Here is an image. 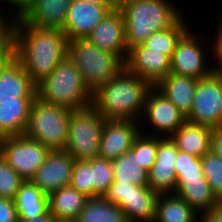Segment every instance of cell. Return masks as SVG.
Wrapping results in <instances>:
<instances>
[{
  "mask_svg": "<svg viewBox=\"0 0 222 222\" xmlns=\"http://www.w3.org/2000/svg\"><path fill=\"white\" fill-rule=\"evenodd\" d=\"M76 222H128L121 208L103 196L89 198Z\"/></svg>",
  "mask_w": 222,
  "mask_h": 222,
  "instance_id": "83f0119b",
  "label": "cell"
},
{
  "mask_svg": "<svg viewBox=\"0 0 222 222\" xmlns=\"http://www.w3.org/2000/svg\"><path fill=\"white\" fill-rule=\"evenodd\" d=\"M203 175L210 184L215 198L222 204V159L212 151L201 158Z\"/></svg>",
  "mask_w": 222,
  "mask_h": 222,
  "instance_id": "4dcf8cb0",
  "label": "cell"
},
{
  "mask_svg": "<svg viewBox=\"0 0 222 222\" xmlns=\"http://www.w3.org/2000/svg\"><path fill=\"white\" fill-rule=\"evenodd\" d=\"M33 100L0 101V139L24 135Z\"/></svg>",
  "mask_w": 222,
  "mask_h": 222,
  "instance_id": "603a6c76",
  "label": "cell"
},
{
  "mask_svg": "<svg viewBox=\"0 0 222 222\" xmlns=\"http://www.w3.org/2000/svg\"><path fill=\"white\" fill-rule=\"evenodd\" d=\"M37 85L14 58L1 72L0 101L34 100Z\"/></svg>",
  "mask_w": 222,
  "mask_h": 222,
  "instance_id": "d6986e66",
  "label": "cell"
},
{
  "mask_svg": "<svg viewBox=\"0 0 222 222\" xmlns=\"http://www.w3.org/2000/svg\"><path fill=\"white\" fill-rule=\"evenodd\" d=\"M214 128L185 121L171 136L179 151L201 158L211 151Z\"/></svg>",
  "mask_w": 222,
  "mask_h": 222,
  "instance_id": "ffe728a7",
  "label": "cell"
},
{
  "mask_svg": "<svg viewBox=\"0 0 222 222\" xmlns=\"http://www.w3.org/2000/svg\"><path fill=\"white\" fill-rule=\"evenodd\" d=\"M137 187V185L129 182H113L103 197L109 202L120 206L124 200H127L133 189Z\"/></svg>",
  "mask_w": 222,
  "mask_h": 222,
  "instance_id": "8d00e7d4",
  "label": "cell"
},
{
  "mask_svg": "<svg viewBox=\"0 0 222 222\" xmlns=\"http://www.w3.org/2000/svg\"><path fill=\"white\" fill-rule=\"evenodd\" d=\"M25 182L0 155V197L13 199Z\"/></svg>",
  "mask_w": 222,
  "mask_h": 222,
  "instance_id": "e575fe53",
  "label": "cell"
},
{
  "mask_svg": "<svg viewBox=\"0 0 222 222\" xmlns=\"http://www.w3.org/2000/svg\"><path fill=\"white\" fill-rule=\"evenodd\" d=\"M18 219L38 218L49 211V199L41 189L25 181L14 198Z\"/></svg>",
  "mask_w": 222,
  "mask_h": 222,
  "instance_id": "484cf974",
  "label": "cell"
},
{
  "mask_svg": "<svg viewBox=\"0 0 222 222\" xmlns=\"http://www.w3.org/2000/svg\"><path fill=\"white\" fill-rule=\"evenodd\" d=\"M114 182L112 160L92 158V183H94V197H101Z\"/></svg>",
  "mask_w": 222,
  "mask_h": 222,
  "instance_id": "d6a6232c",
  "label": "cell"
},
{
  "mask_svg": "<svg viewBox=\"0 0 222 222\" xmlns=\"http://www.w3.org/2000/svg\"><path fill=\"white\" fill-rule=\"evenodd\" d=\"M186 120L212 128L222 127V73L213 71L198 80L192 110Z\"/></svg>",
  "mask_w": 222,
  "mask_h": 222,
  "instance_id": "9c48e42d",
  "label": "cell"
},
{
  "mask_svg": "<svg viewBox=\"0 0 222 222\" xmlns=\"http://www.w3.org/2000/svg\"><path fill=\"white\" fill-rule=\"evenodd\" d=\"M70 109L43 102L36 97L31 104L24 135L51 151L64 150L68 136Z\"/></svg>",
  "mask_w": 222,
  "mask_h": 222,
  "instance_id": "8992f818",
  "label": "cell"
},
{
  "mask_svg": "<svg viewBox=\"0 0 222 222\" xmlns=\"http://www.w3.org/2000/svg\"><path fill=\"white\" fill-rule=\"evenodd\" d=\"M199 215L174 193L158 195L154 222H194Z\"/></svg>",
  "mask_w": 222,
  "mask_h": 222,
  "instance_id": "4316f807",
  "label": "cell"
},
{
  "mask_svg": "<svg viewBox=\"0 0 222 222\" xmlns=\"http://www.w3.org/2000/svg\"><path fill=\"white\" fill-rule=\"evenodd\" d=\"M137 120L106 119L102 130L99 158L114 160L128 152L141 127Z\"/></svg>",
  "mask_w": 222,
  "mask_h": 222,
  "instance_id": "9a60e30c",
  "label": "cell"
},
{
  "mask_svg": "<svg viewBox=\"0 0 222 222\" xmlns=\"http://www.w3.org/2000/svg\"><path fill=\"white\" fill-rule=\"evenodd\" d=\"M174 194L186 201L200 215L210 212L220 204L205 177L177 179Z\"/></svg>",
  "mask_w": 222,
  "mask_h": 222,
  "instance_id": "44dd1931",
  "label": "cell"
},
{
  "mask_svg": "<svg viewBox=\"0 0 222 222\" xmlns=\"http://www.w3.org/2000/svg\"><path fill=\"white\" fill-rule=\"evenodd\" d=\"M67 56L92 93L126 68V60L122 56L101 50L87 37L68 40Z\"/></svg>",
  "mask_w": 222,
  "mask_h": 222,
  "instance_id": "5b68a950",
  "label": "cell"
},
{
  "mask_svg": "<svg viewBox=\"0 0 222 222\" xmlns=\"http://www.w3.org/2000/svg\"><path fill=\"white\" fill-rule=\"evenodd\" d=\"M143 118L154 127L153 132L148 134L160 137H170L186 121V117L155 86H152L146 95L140 122Z\"/></svg>",
  "mask_w": 222,
  "mask_h": 222,
  "instance_id": "8fae6325",
  "label": "cell"
},
{
  "mask_svg": "<svg viewBox=\"0 0 222 222\" xmlns=\"http://www.w3.org/2000/svg\"><path fill=\"white\" fill-rule=\"evenodd\" d=\"M88 1L89 3H94V4H111L110 0H85Z\"/></svg>",
  "mask_w": 222,
  "mask_h": 222,
  "instance_id": "7dc6e473",
  "label": "cell"
},
{
  "mask_svg": "<svg viewBox=\"0 0 222 222\" xmlns=\"http://www.w3.org/2000/svg\"><path fill=\"white\" fill-rule=\"evenodd\" d=\"M152 86L126 68L92 93V106L105 119L140 121Z\"/></svg>",
  "mask_w": 222,
  "mask_h": 222,
  "instance_id": "7a4b0ae2",
  "label": "cell"
},
{
  "mask_svg": "<svg viewBox=\"0 0 222 222\" xmlns=\"http://www.w3.org/2000/svg\"><path fill=\"white\" fill-rule=\"evenodd\" d=\"M57 222H76V221H57Z\"/></svg>",
  "mask_w": 222,
  "mask_h": 222,
  "instance_id": "681fc988",
  "label": "cell"
},
{
  "mask_svg": "<svg viewBox=\"0 0 222 222\" xmlns=\"http://www.w3.org/2000/svg\"><path fill=\"white\" fill-rule=\"evenodd\" d=\"M179 149L170 137L157 136V152L154 165L147 172L149 187L158 194L174 193L177 178L174 164Z\"/></svg>",
  "mask_w": 222,
  "mask_h": 222,
  "instance_id": "4fadbf2b",
  "label": "cell"
},
{
  "mask_svg": "<svg viewBox=\"0 0 222 222\" xmlns=\"http://www.w3.org/2000/svg\"><path fill=\"white\" fill-rule=\"evenodd\" d=\"M211 151L222 159V127L214 128Z\"/></svg>",
  "mask_w": 222,
  "mask_h": 222,
  "instance_id": "60d3db41",
  "label": "cell"
},
{
  "mask_svg": "<svg viewBox=\"0 0 222 222\" xmlns=\"http://www.w3.org/2000/svg\"><path fill=\"white\" fill-rule=\"evenodd\" d=\"M18 220L15 201L0 197V222H16Z\"/></svg>",
  "mask_w": 222,
  "mask_h": 222,
  "instance_id": "f35d334b",
  "label": "cell"
},
{
  "mask_svg": "<svg viewBox=\"0 0 222 222\" xmlns=\"http://www.w3.org/2000/svg\"><path fill=\"white\" fill-rule=\"evenodd\" d=\"M48 199L49 211L56 221H75L89 197L67 186L51 193Z\"/></svg>",
  "mask_w": 222,
  "mask_h": 222,
  "instance_id": "d4e9b609",
  "label": "cell"
},
{
  "mask_svg": "<svg viewBox=\"0 0 222 222\" xmlns=\"http://www.w3.org/2000/svg\"><path fill=\"white\" fill-rule=\"evenodd\" d=\"M177 179L204 177L200 158L179 151L174 164Z\"/></svg>",
  "mask_w": 222,
  "mask_h": 222,
  "instance_id": "d590c367",
  "label": "cell"
},
{
  "mask_svg": "<svg viewBox=\"0 0 222 222\" xmlns=\"http://www.w3.org/2000/svg\"><path fill=\"white\" fill-rule=\"evenodd\" d=\"M25 1L26 0H0V2H4V4L6 2V4H8L6 6H13V8L16 10L15 12H17L24 5Z\"/></svg>",
  "mask_w": 222,
  "mask_h": 222,
  "instance_id": "f6af8a7d",
  "label": "cell"
},
{
  "mask_svg": "<svg viewBox=\"0 0 222 222\" xmlns=\"http://www.w3.org/2000/svg\"><path fill=\"white\" fill-rule=\"evenodd\" d=\"M197 83L196 78L170 73L155 87L187 117L192 110Z\"/></svg>",
  "mask_w": 222,
  "mask_h": 222,
  "instance_id": "7402d4cb",
  "label": "cell"
},
{
  "mask_svg": "<svg viewBox=\"0 0 222 222\" xmlns=\"http://www.w3.org/2000/svg\"><path fill=\"white\" fill-rule=\"evenodd\" d=\"M15 58L14 49L0 52V76L3 69Z\"/></svg>",
  "mask_w": 222,
  "mask_h": 222,
  "instance_id": "7bdbcfd3",
  "label": "cell"
},
{
  "mask_svg": "<svg viewBox=\"0 0 222 222\" xmlns=\"http://www.w3.org/2000/svg\"><path fill=\"white\" fill-rule=\"evenodd\" d=\"M189 29L178 41L171 58V73L201 79L213 72V67L207 62V55L200 39ZM201 41H200V40ZM210 66V67H209Z\"/></svg>",
  "mask_w": 222,
  "mask_h": 222,
  "instance_id": "30bf717a",
  "label": "cell"
},
{
  "mask_svg": "<svg viewBox=\"0 0 222 222\" xmlns=\"http://www.w3.org/2000/svg\"><path fill=\"white\" fill-rule=\"evenodd\" d=\"M21 222H57L55 217L52 215L50 211L41 215L38 218L31 219H19Z\"/></svg>",
  "mask_w": 222,
  "mask_h": 222,
  "instance_id": "ee69618b",
  "label": "cell"
},
{
  "mask_svg": "<svg viewBox=\"0 0 222 222\" xmlns=\"http://www.w3.org/2000/svg\"><path fill=\"white\" fill-rule=\"evenodd\" d=\"M158 195L149 186H138L119 207L128 222H154Z\"/></svg>",
  "mask_w": 222,
  "mask_h": 222,
  "instance_id": "cb8c5ba5",
  "label": "cell"
},
{
  "mask_svg": "<svg viewBox=\"0 0 222 222\" xmlns=\"http://www.w3.org/2000/svg\"><path fill=\"white\" fill-rule=\"evenodd\" d=\"M87 38L101 50L127 59L129 49L126 44L125 22L119 9L110 11L93 28Z\"/></svg>",
  "mask_w": 222,
  "mask_h": 222,
  "instance_id": "ac0fdd59",
  "label": "cell"
},
{
  "mask_svg": "<svg viewBox=\"0 0 222 222\" xmlns=\"http://www.w3.org/2000/svg\"><path fill=\"white\" fill-rule=\"evenodd\" d=\"M70 186L89 198H94L92 159L75 160Z\"/></svg>",
  "mask_w": 222,
  "mask_h": 222,
  "instance_id": "836d02e7",
  "label": "cell"
},
{
  "mask_svg": "<svg viewBox=\"0 0 222 222\" xmlns=\"http://www.w3.org/2000/svg\"><path fill=\"white\" fill-rule=\"evenodd\" d=\"M105 120L92 105L71 110L64 151L75 160L97 158Z\"/></svg>",
  "mask_w": 222,
  "mask_h": 222,
  "instance_id": "52a82bcc",
  "label": "cell"
},
{
  "mask_svg": "<svg viewBox=\"0 0 222 222\" xmlns=\"http://www.w3.org/2000/svg\"><path fill=\"white\" fill-rule=\"evenodd\" d=\"M194 222H205L201 217H199V220L196 219Z\"/></svg>",
  "mask_w": 222,
  "mask_h": 222,
  "instance_id": "c3c4849f",
  "label": "cell"
},
{
  "mask_svg": "<svg viewBox=\"0 0 222 222\" xmlns=\"http://www.w3.org/2000/svg\"><path fill=\"white\" fill-rule=\"evenodd\" d=\"M220 24H219V30L216 33L217 36L214 38L215 40L212 41V57L216 58L214 60H217V64L215 66H213V71L218 72V73H222V19L220 20Z\"/></svg>",
  "mask_w": 222,
  "mask_h": 222,
  "instance_id": "ab89813d",
  "label": "cell"
},
{
  "mask_svg": "<svg viewBox=\"0 0 222 222\" xmlns=\"http://www.w3.org/2000/svg\"><path fill=\"white\" fill-rule=\"evenodd\" d=\"M112 10V4H94L85 0H72L66 22L61 30L68 40L85 38Z\"/></svg>",
  "mask_w": 222,
  "mask_h": 222,
  "instance_id": "e0dca14e",
  "label": "cell"
},
{
  "mask_svg": "<svg viewBox=\"0 0 222 222\" xmlns=\"http://www.w3.org/2000/svg\"><path fill=\"white\" fill-rule=\"evenodd\" d=\"M113 9H120L124 4L129 3L133 0H110Z\"/></svg>",
  "mask_w": 222,
  "mask_h": 222,
  "instance_id": "bcb514c9",
  "label": "cell"
},
{
  "mask_svg": "<svg viewBox=\"0 0 222 222\" xmlns=\"http://www.w3.org/2000/svg\"><path fill=\"white\" fill-rule=\"evenodd\" d=\"M68 39L58 28H41L15 22V58L38 85L67 56Z\"/></svg>",
  "mask_w": 222,
  "mask_h": 222,
  "instance_id": "6da1fadb",
  "label": "cell"
},
{
  "mask_svg": "<svg viewBox=\"0 0 222 222\" xmlns=\"http://www.w3.org/2000/svg\"><path fill=\"white\" fill-rule=\"evenodd\" d=\"M205 222H222V204L200 216Z\"/></svg>",
  "mask_w": 222,
  "mask_h": 222,
  "instance_id": "b9f144b4",
  "label": "cell"
},
{
  "mask_svg": "<svg viewBox=\"0 0 222 222\" xmlns=\"http://www.w3.org/2000/svg\"><path fill=\"white\" fill-rule=\"evenodd\" d=\"M141 133L142 130L136 136L131 149L135 153L140 167L148 172L156 161L157 136L147 135L145 131Z\"/></svg>",
  "mask_w": 222,
  "mask_h": 222,
  "instance_id": "1f68e13d",
  "label": "cell"
},
{
  "mask_svg": "<svg viewBox=\"0 0 222 222\" xmlns=\"http://www.w3.org/2000/svg\"><path fill=\"white\" fill-rule=\"evenodd\" d=\"M183 16L170 28L152 33L143 44L147 51L164 52L172 58L180 38L190 29Z\"/></svg>",
  "mask_w": 222,
  "mask_h": 222,
  "instance_id": "f546056e",
  "label": "cell"
},
{
  "mask_svg": "<svg viewBox=\"0 0 222 222\" xmlns=\"http://www.w3.org/2000/svg\"><path fill=\"white\" fill-rule=\"evenodd\" d=\"M2 13H4V11L2 12L0 8V52L14 49V28L17 19V13H14V16L12 15L10 21L7 22V20H5V16ZM12 18L14 19L12 20Z\"/></svg>",
  "mask_w": 222,
  "mask_h": 222,
  "instance_id": "74e56055",
  "label": "cell"
},
{
  "mask_svg": "<svg viewBox=\"0 0 222 222\" xmlns=\"http://www.w3.org/2000/svg\"><path fill=\"white\" fill-rule=\"evenodd\" d=\"M75 159L64 150L51 151L30 182L46 195L70 186Z\"/></svg>",
  "mask_w": 222,
  "mask_h": 222,
  "instance_id": "7c38bea8",
  "label": "cell"
},
{
  "mask_svg": "<svg viewBox=\"0 0 222 222\" xmlns=\"http://www.w3.org/2000/svg\"><path fill=\"white\" fill-rule=\"evenodd\" d=\"M51 150L25 135L0 139V155L25 181H30Z\"/></svg>",
  "mask_w": 222,
  "mask_h": 222,
  "instance_id": "ba28073f",
  "label": "cell"
},
{
  "mask_svg": "<svg viewBox=\"0 0 222 222\" xmlns=\"http://www.w3.org/2000/svg\"><path fill=\"white\" fill-rule=\"evenodd\" d=\"M37 97L48 104L70 110H78L92 104V92L68 56L37 85Z\"/></svg>",
  "mask_w": 222,
  "mask_h": 222,
  "instance_id": "277c9868",
  "label": "cell"
},
{
  "mask_svg": "<svg viewBox=\"0 0 222 222\" xmlns=\"http://www.w3.org/2000/svg\"><path fill=\"white\" fill-rule=\"evenodd\" d=\"M114 182H129L137 186L147 187V171L140 167L132 149L112 160Z\"/></svg>",
  "mask_w": 222,
  "mask_h": 222,
  "instance_id": "f1b7e54d",
  "label": "cell"
},
{
  "mask_svg": "<svg viewBox=\"0 0 222 222\" xmlns=\"http://www.w3.org/2000/svg\"><path fill=\"white\" fill-rule=\"evenodd\" d=\"M125 63L130 73L146 80L151 86H156L171 73V58L164 52L147 51L143 43L129 49Z\"/></svg>",
  "mask_w": 222,
  "mask_h": 222,
  "instance_id": "5bb4252c",
  "label": "cell"
},
{
  "mask_svg": "<svg viewBox=\"0 0 222 222\" xmlns=\"http://www.w3.org/2000/svg\"><path fill=\"white\" fill-rule=\"evenodd\" d=\"M169 0H133L119 10L125 22L128 49L143 43L152 33L172 27L183 15Z\"/></svg>",
  "mask_w": 222,
  "mask_h": 222,
  "instance_id": "3957f363",
  "label": "cell"
},
{
  "mask_svg": "<svg viewBox=\"0 0 222 222\" xmlns=\"http://www.w3.org/2000/svg\"><path fill=\"white\" fill-rule=\"evenodd\" d=\"M71 3L72 0H26L17 18L36 27L62 29Z\"/></svg>",
  "mask_w": 222,
  "mask_h": 222,
  "instance_id": "2e32d148",
  "label": "cell"
}]
</instances>
